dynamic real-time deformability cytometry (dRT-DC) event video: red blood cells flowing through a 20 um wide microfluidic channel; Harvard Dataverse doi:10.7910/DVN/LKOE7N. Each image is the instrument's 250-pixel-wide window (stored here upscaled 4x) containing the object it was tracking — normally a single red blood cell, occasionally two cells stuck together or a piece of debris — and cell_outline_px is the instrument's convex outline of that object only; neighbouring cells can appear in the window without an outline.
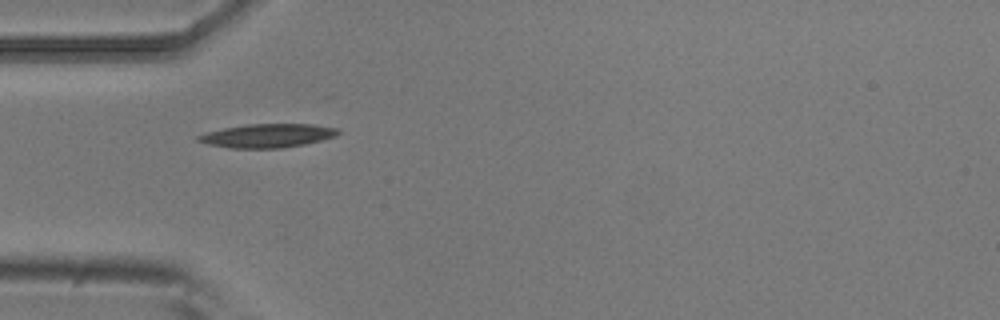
{"species": "common noctule bat (a hibernating species)", "species_latin": "Nyctalus noctula", "temperature_condition": "room temperature", "stored_images_in_passage": 3, "camera_frame_rate_fps": 3000, "um_per_image_px": 0.085, "animal": {"sex": "male", "body_mass_g": 20.5, "forearm_length_mm": 52.5}, "frame": {"image": 1, "passage_image": 2, "time_ms": 0.333, "image_size_px": [1000, 320], "cell_outline_px": [[340, 132], [336, 136], [304, 144], [280, 148], [228, 148], [208, 144], [196, 140], [196, 136], [204, 132], [224, 128], [248, 124], [312, 124], [340, 128]], "centroid_in_image_um": [22.72, 11.53], "position_along_channel_um": 62.3, "area_um2": 19.36}}
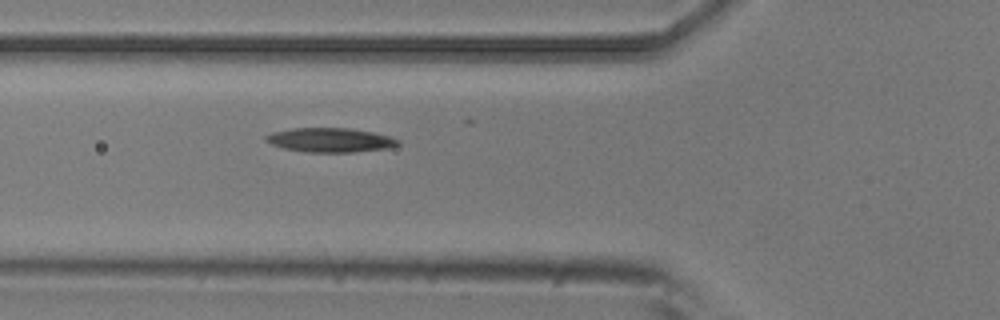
{"frame": {"image": 2, "passage_image": 3, "time_ms": 0.667, "image_size_px": [1000, 320], "cell_outline_px": [[400, 144], [392, 148], [352, 152], [308, 152], [284, 148], [272, 144], [264, 140], [264, 136], [272, 132], [292, 128], [352, 128], [372, 132], [388, 136], [400, 140]], "centroid_in_image_um": [28.08, 11.9], "position_along_channel_um": 97.7, "area_um2": 18.73}}